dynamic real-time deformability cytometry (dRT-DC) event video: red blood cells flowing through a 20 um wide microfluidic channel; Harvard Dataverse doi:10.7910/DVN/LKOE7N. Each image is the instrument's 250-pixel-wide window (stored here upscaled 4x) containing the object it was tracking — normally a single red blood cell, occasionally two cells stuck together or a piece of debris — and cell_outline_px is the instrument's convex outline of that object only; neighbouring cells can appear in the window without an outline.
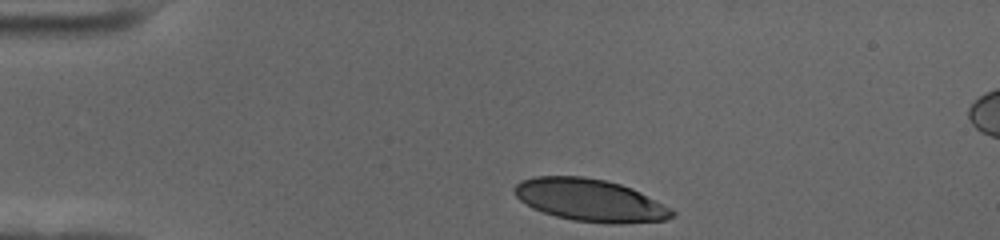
{"species": "human", "species_latin": "Homo sapiens", "temperature_condition": "cold", "stored_images_in_passage": 37, "camera_frame_rate_fps": 3000, "um_per_image_px": 0.085, "donor": {"sex": "female"}, "frame": {"image": 1, "passage_image": 1, "time_ms": 0.0, "image_size_px": [1000, 240], "cell_outline_px": [[676, 216], [664, 220], [620, 224], [608, 224], [572, 220], [556, 216], [532, 208], [520, 200], [512, 192], [512, 188], [520, 180], [536, 176], [584, 176], [604, 180], [620, 184], [632, 188], [672, 208], [676, 212]], "centroid_in_image_um": [50.16, 17.02], "position_along_channel_um": 34.8, "area_um2": 39.19}}
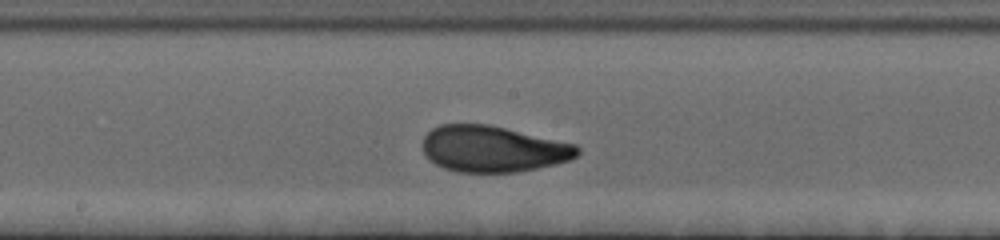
{"frame": {"image": 2, "passage_image": 20, "time_ms": 6.333, "image_size_px": [1000, 240], "cell_outline_px": [[580, 152], [576, 156], [568, 160], [556, 164], [516, 172], [456, 172], [444, 168], [428, 160], [424, 152], [424, 136], [432, 128], [440, 124], [488, 124], [576, 144], [580, 148]], "centroid_in_image_um": [41.9, 12.66], "position_along_channel_um": 206.3, "area_um2": 41.62}}
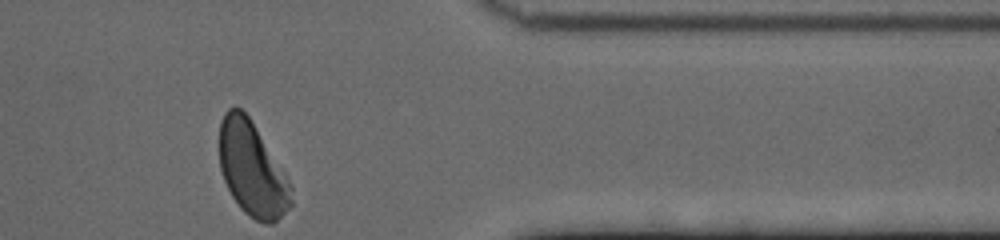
{"frame": {"image": 3, "passage_image": 37, "time_ms": 12.0, "image_size_px": [1000, 240], "cell_outline_px": [[292, 204], [272, 224], [264, 224], [248, 216], [240, 208], [232, 196], [224, 180], [220, 168], [220, 120], [224, 112], [228, 108], [240, 108], [248, 116], [292, 184]], "centroid_in_image_um": [21.43, 14.41], "position_along_channel_um": 390.0, "area_um2": 39.07}, "authors_computed_cell_mechanics": {"area_um2": 41.327, "velocity_mm_per_s": 3.5128, "shape_relaxation_time_tau1_ms": 3.4536, "shape_relaxation_time_tau2_ms": 1.0468, "deformation_change_tau1": 0.1669, "deformation_change_tau2": 0.0652}}